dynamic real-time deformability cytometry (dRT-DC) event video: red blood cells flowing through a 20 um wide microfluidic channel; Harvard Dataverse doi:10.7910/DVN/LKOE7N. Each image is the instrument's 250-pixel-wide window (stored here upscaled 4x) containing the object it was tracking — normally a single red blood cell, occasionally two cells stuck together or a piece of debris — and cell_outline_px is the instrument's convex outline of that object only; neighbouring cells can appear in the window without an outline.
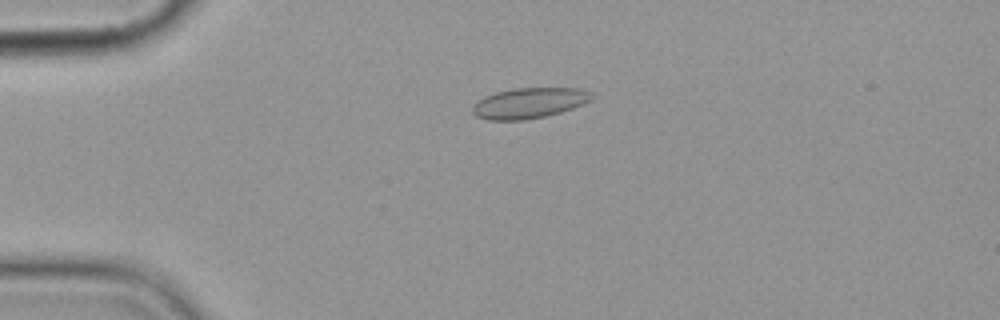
{"species": "common noctule bat (a hibernating species)", "species_latin": "Nyctalus noctula", "temperature_condition": "cold", "stored_images_in_passage": 5, "camera_frame_rate_fps": 3000, "um_per_image_px": 0.085, "animal": {"sex": "female", "body_mass_g": 19.9}, "frame": {"image": 1, "passage_image": 4, "time_ms": 3.333, "image_size_px": [1000, 320], "cell_outline_px": [[596, 96], [592, 100], [584, 104], [560, 112], [544, 116], [524, 120], [488, 120], [476, 116], [472, 112], [472, 104], [476, 100], [484, 96], [496, 92], [512, 88], [580, 88], [592, 92]], "centroid_in_image_um": [44.98, 8.75], "position_along_channel_um": 40.0, "area_um2": 21.5}}